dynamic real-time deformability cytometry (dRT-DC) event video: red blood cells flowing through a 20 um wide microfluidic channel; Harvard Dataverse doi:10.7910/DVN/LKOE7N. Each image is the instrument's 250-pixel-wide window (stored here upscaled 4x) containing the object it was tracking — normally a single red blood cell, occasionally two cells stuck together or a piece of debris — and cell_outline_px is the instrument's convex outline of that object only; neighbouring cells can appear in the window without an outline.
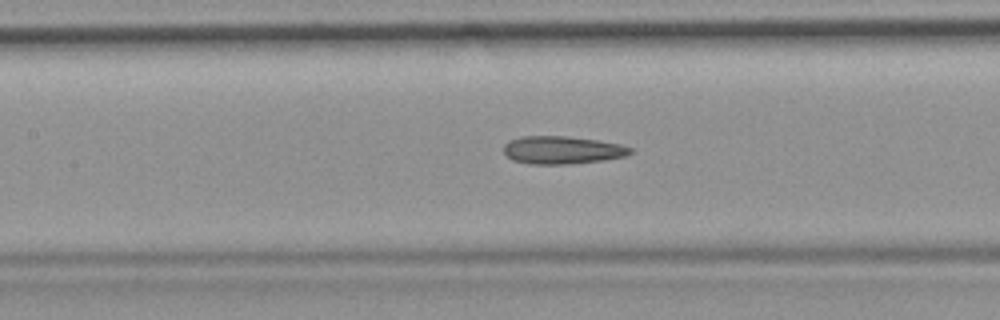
{"species": "common noctule bat (a hibernating species)", "species_latin": "Nyctalus noctula", "temperature_condition": "room temperature", "stored_images_in_passage": 50, "camera_frame_rate_fps": 3000, "um_per_image_px": 0.085, "animal": {"sex": "female", "body_mass_g": 19.9}, "frame": {"image": 1, "passage_image": 22, "time_ms": 7.0, "image_size_px": [1000, 320], "cell_outline_px": [[632, 152], [628, 156], [604, 160], [568, 164], [528, 164], [512, 160], [504, 152], [504, 144], [508, 140], [520, 136], [564, 136], [596, 140], [620, 144], [632, 148]], "centroid_in_image_um": [47.77, 12.75], "position_along_channel_um": 159.6, "area_um2": 20.63}, "authors_computed_cell_mechanics": {"area_um2": 20.5768, "velocity_mm_per_s": 3.9364, "shape_relaxation_time_tau1_ms": null, "shape_relaxation_time_tau2_ms": 7.2523, "deformation_change_tau1": null, "deformation_change_tau2": 0.2154}}